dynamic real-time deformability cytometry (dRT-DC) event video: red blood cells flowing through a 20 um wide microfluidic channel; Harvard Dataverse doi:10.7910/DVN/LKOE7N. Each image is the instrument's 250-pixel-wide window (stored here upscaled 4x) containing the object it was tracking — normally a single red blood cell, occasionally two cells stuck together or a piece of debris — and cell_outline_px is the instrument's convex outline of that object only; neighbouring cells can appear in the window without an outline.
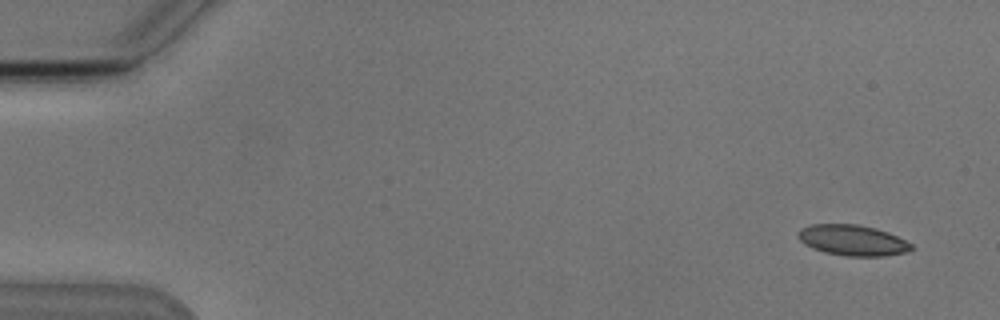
{"species": "Egyptian fruit bat (a non-hibernating species)", "species_latin": "Rousettus aegyptiacus", "temperature_condition": "cold", "stored_images_in_passage": 6, "camera_frame_rate_fps": 3000, "um_per_image_px": 0.085, "animal": {"sex": "male"}, "frame": {"image": 1, "passage_image": 1, "time_ms": 0.0, "image_size_px": [1000, 320], "cell_outline_px": [[916, 248], [908, 252], [884, 256], [844, 256], [824, 252], [812, 248], [804, 244], [796, 236], [796, 232], [800, 228], [812, 224], [856, 224], [876, 228], [888, 232], [912, 244]], "centroid_in_image_um": [72.45, 20.42], "position_along_channel_um": 12.5, "area_um2": 20.52}}
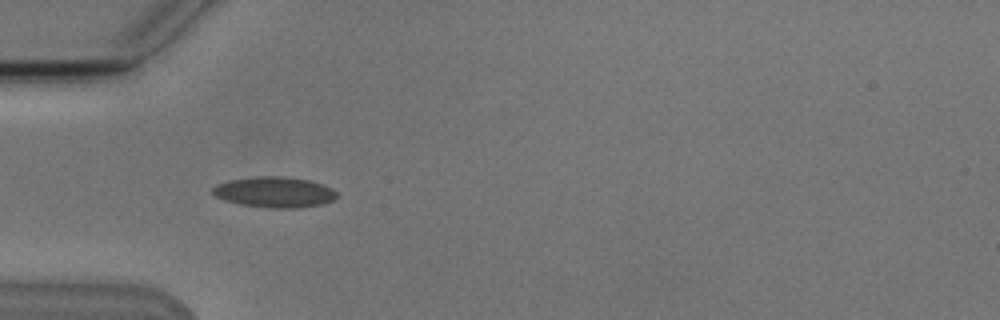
{"frame": {"image": 2, "passage_image": 5, "time_ms": 4.667, "image_size_px": [1000, 320], "cell_outline_px": [[340, 196], [324, 204], [300, 208], [272, 208], [240, 204], [224, 200], [216, 196], [212, 192], [212, 188], [216, 184], [228, 180], [256, 176], [280, 176], [308, 180], [332, 188]], "centroid_in_image_um": [23.33, 16.33], "position_along_channel_um": 61.7, "area_um2": 22.25}}